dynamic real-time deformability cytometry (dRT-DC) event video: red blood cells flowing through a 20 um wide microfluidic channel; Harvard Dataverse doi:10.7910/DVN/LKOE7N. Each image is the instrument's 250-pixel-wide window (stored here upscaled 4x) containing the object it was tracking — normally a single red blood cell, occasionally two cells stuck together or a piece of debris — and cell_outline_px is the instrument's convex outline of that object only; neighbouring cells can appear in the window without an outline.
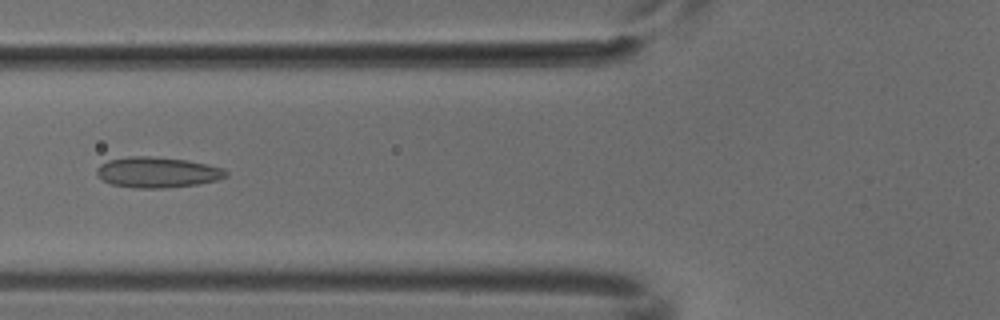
{"species": "common noctule bat (a hibernating species)", "species_latin": "Nyctalus noctula", "temperature_condition": "cold", "stored_images_in_passage": 4, "camera_frame_rate_fps": 3000, "um_per_image_px": 0.085, "animal": {"sex": "male", "body_mass_g": 18.8}, "frame": {"image": 1, "passage_image": 4, "time_ms": 1.0, "image_size_px": [1000, 320], "cell_outline_px": [[228, 176], [216, 180], [196, 184], [164, 188], [136, 188], [112, 184], [104, 180], [96, 172], [96, 168], [100, 164], [108, 160], [128, 156], [148, 156], [188, 160], [224, 168], [228, 172]], "centroid_in_image_um": [13.38, 14.64], "position_along_channel_um": 112.4, "area_um2": 22.95}}